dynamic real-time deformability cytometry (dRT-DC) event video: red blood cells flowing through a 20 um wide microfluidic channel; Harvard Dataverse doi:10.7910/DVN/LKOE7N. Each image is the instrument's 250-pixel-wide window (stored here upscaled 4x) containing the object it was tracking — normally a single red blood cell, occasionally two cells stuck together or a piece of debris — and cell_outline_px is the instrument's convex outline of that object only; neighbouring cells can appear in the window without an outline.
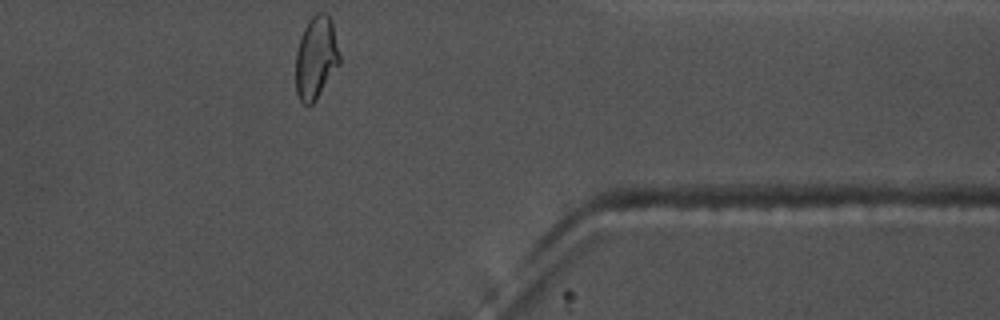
{"species": "common noctule bat (a hibernating species)", "species_latin": "Nyctalus noctula", "temperature_condition": "warm", "stored_images_in_passage": 36, "camera_frame_rate_fps": 3000, "um_per_image_px": 0.085, "animal": {"sex": "male", "body_mass_g": 17.5, "forearm_length_mm": 52.3}, "frame": {"image": 1, "passage_image": 36, "time_ms": 11.667, "image_size_px": [1000, 320], "cell_outline_px": [[340, 64], [316, 100], [312, 104], [304, 104], [300, 100], [296, 92], [296, 52], [300, 36], [308, 20], [316, 12], [324, 12], [332, 20], [340, 56]], "centroid_in_image_um": [26.86, 4.89], "position_along_channel_um": 384.5, "area_um2": 21.27}, "authors_computed_cell_mechanics": {"area_um2": 20.3456, "velocity_mm_per_s": 3.6567, "shape_relaxation_time_tau1_ms": 7.3682, "shape_relaxation_time_tau2_ms": 1.4057, "deformation_change_tau1": 0.184, "deformation_change_tau2": 0.0578}}